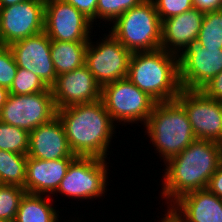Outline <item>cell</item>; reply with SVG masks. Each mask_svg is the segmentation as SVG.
I'll use <instances>...</instances> for the list:
<instances>
[{"instance_id": "1", "label": "cell", "mask_w": 222, "mask_h": 222, "mask_svg": "<svg viewBox=\"0 0 222 222\" xmlns=\"http://www.w3.org/2000/svg\"><path fill=\"white\" fill-rule=\"evenodd\" d=\"M222 161L220 143L196 139L180 154L168 159L162 170V197L168 208L180 196L207 189ZM165 171V172H164Z\"/></svg>"}, {"instance_id": "2", "label": "cell", "mask_w": 222, "mask_h": 222, "mask_svg": "<svg viewBox=\"0 0 222 222\" xmlns=\"http://www.w3.org/2000/svg\"><path fill=\"white\" fill-rule=\"evenodd\" d=\"M57 116L74 155L108 158L117 125L102 100L58 109Z\"/></svg>"}, {"instance_id": "3", "label": "cell", "mask_w": 222, "mask_h": 222, "mask_svg": "<svg viewBox=\"0 0 222 222\" xmlns=\"http://www.w3.org/2000/svg\"><path fill=\"white\" fill-rule=\"evenodd\" d=\"M127 78L156 102L175 100L181 90L178 56L161 48L133 52Z\"/></svg>"}, {"instance_id": "4", "label": "cell", "mask_w": 222, "mask_h": 222, "mask_svg": "<svg viewBox=\"0 0 222 222\" xmlns=\"http://www.w3.org/2000/svg\"><path fill=\"white\" fill-rule=\"evenodd\" d=\"M155 153L165 163L196 140L184 107L175 99L156 102L145 126Z\"/></svg>"}, {"instance_id": "5", "label": "cell", "mask_w": 222, "mask_h": 222, "mask_svg": "<svg viewBox=\"0 0 222 222\" xmlns=\"http://www.w3.org/2000/svg\"><path fill=\"white\" fill-rule=\"evenodd\" d=\"M109 26L108 31L132 53L161 48L162 21L152 0L127 10Z\"/></svg>"}, {"instance_id": "6", "label": "cell", "mask_w": 222, "mask_h": 222, "mask_svg": "<svg viewBox=\"0 0 222 222\" xmlns=\"http://www.w3.org/2000/svg\"><path fill=\"white\" fill-rule=\"evenodd\" d=\"M109 163L97 157L77 156L69 165L66 175L53 195L72 200L93 201L107 192ZM104 194V195H103Z\"/></svg>"}, {"instance_id": "7", "label": "cell", "mask_w": 222, "mask_h": 222, "mask_svg": "<svg viewBox=\"0 0 222 222\" xmlns=\"http://www.w3.org/2000/svg\"><path fill=\"white\" fill-rule=\"evenodd\" d=\"M101 100L113 122L122 126L134 123L144 126L156 104L154 99L128 78L103 86Z\"/></svg>"}, {"instance_id": "8", "label": "cell", "mask_w": 222, "mask_h": 222, "mask_svg": "<svg viewBox=\"0 0 222 222\" xmlns=\"http://www.w3.org/2000/svg\"><path fill=\"white\" fill-rule=\"evenodd\" d=\"M107 33L100 41L97 39L98 42L92 40L97 35H92L86 50L85 65L101 87L127 78L132 55L109 31Z\"/></svg>"}, {"instance_id": "9", "label": "cell", "mask_w": 222, "mask_h": 222, "mask_svg": "<svg viewBox=\"0 0 222 222\" xmlns=\"http://www.w3.org/2000/svg\"><path fill=\"white\" fill-rule=\"evenodd\" d=\"M57 116L52 89L29 95L9 94L0 111V121L28 132Z\"/></svg>"}, {"instance_id": "10", "label": "cell", "mask_w": 222, "mask_h": 222, "mask_svg": "<svg viewBox=\"0 0 222 222\" xmlns=\"http://www.w3.org/2000/svg\"><path fill=\"white\" fill-rule=\"evenodd\" d=\"M181 89L201 90L222 72V49L205 48L196 39L178 56Z\"/></svg>"}, {"instance_id": "11", "label": "cell", "mask_w": 222, "mask_h": 222, "mask_svg": "<svg viewBox=\"0 0 222 222\" xmlns=\"http://www.w3.org/2000/svg\"><path fill=\"white\" fill-rule=\"evenodd\" d=\"M176 100L184 107L196 139L222 142L221 101L189 89H181Z\"/></svg>"}, {"instance_id": "12", "label": "cell", "mask_w": 222, "mask_h": 222, "mask_svg": "<svg viewBox=\"0 0 222 222\" xmlns=\"http://www.w3.org/2000/svg\"><path fill=\"white\" fill-rule=\"evenodd\" d=\"M94 27L87 17L64 0H45L44 32L51 41L89 42Z\"/></svg>"}, {"instance_id": "13", "label": "cell", "mask_w": 222, "mask_h": 222, "mask_svg": "<svg viewBox=\"0 0 222 222\" xmlns=\"http://www.w3.org/2000/svg\"><path fill=\"white\" fill-rule=\"evenodd\" d=\"M45 0H26L0 8V44L10 45L44 31Z\"/></svg>"}, {"instance_id": "14", "label": "cell", "mask_w": 222, "mask_h": 222, "mask_svg": "<svg viewBox=\"0 0 222 222\" xmlns=\"http://www.w3.org/2000/svg\"><path fill=\"white\" fill-rule=\"evenodd\" d=\"M18 68L36 74L49 88L57 79L51 59V40L44 32H40L9 45Z\"/></svg>"}, {"instance_id": "15", "label": "cell", "mask_w": 222, "mask_h": 222, "mask_svg": "<svg viewBox=\"0 0 222 222\" xmlns=\"http://www.w3.org/2000/svg\"><path fill=\"white\" fill-rule=\"evenodd\" d=\"M51 89L57 110L101 100L102 87L86 65L58 75Z\"/></svg>"}, {"instance_id": "16", "label": "cell", "mask_w": 222, "mask_h": 222, "mask_svg": "<svg viewBox=\"0 0 222 222\" xmlns=\"http://www.w3.org/2000/svg\"><path fill=\"white\" fill-rule=\"evenodd\" d=\"M179 222H222V199L208 189L180 196L167 210Z\"/></svg>"}, {"instance_id": "17", "label": "cell", "mask_w": 222, "mask_h": 222, "mask_svg": "<svg viewBox=\"0 0 222 222\" xmlns=\"http://www.w3.org/2000/svg\"><path fill=\"white\" fill-rule=\"evenodd\" d=\"M27 156L47 161L77 157L69 146L64 127L58 116L29 132Z\"/></svg>"}, {"instance_id": "18", "label": "cell", "mask_w": 222, "mask_h": 222, "mask_svg": "<svg viewBox=\"0 0 222 222\" xmlns=\"http://www.w3.org/2000/svg\"><path fill=\"white\" fill-rule=\"evenodd\" d=\"M204 13L192 8L162 21L161 49L179 56L188 44L198 38Z\"/></svg>"}, {"instance_id": "19", "label": "cell", "mask_w": 222, "mask_h": 222, "mask_svg": "<svg viewBox=\"0 0 222 222\" xmlns=\"http://www.w3.org/2000/svg\"><path fill=\"white\" fill-rule=\"evenodd\" d=\"M75 158L42 160L27 156L26 193L52 196Z\"/></svg>"}, {"instance_id": "20", "label": "cell", "mask_w": 222, "mask_h": 222, "mask_svg": "<svg viewBox=\"0 0 222 222\" xmlns=\"http://www.w3.org/2000/svg\"><path fill=\"white\" fill-rule=\"evenodd\" d=\"M52 196L25 193L17 210L14 222H60L59 208L51 202Z\"/></svg>"}, {"instance_id": "21", "label": "cell", "mask_w": 222, "mask_h": 222, "mask_svg": "<svg viewBox=\"0 0 222 222\" xmlns=\"http://www.w3.org/2000/svg\"><path fill=\"white\" fill-rule=\"evenodd\" d=\"M87 44L51 41V59L57 76L85 65Z\"/></svg>"}, {"instance_id": "22", "label": "cell", "mask_w": 222, "mask_h": 222, "mask_svg": "<svg viewBox=\"0 0 222 222\" xmlns=\"http://www.w3.org/2000/svg\"><path fill=\"white\" fill-rule=\"evenodd\" d=\"M27 155L0 150V184L25 188Z\"/></svg>"}, {"instance_id": "23", "label": "cell", "mask_w": 222, "mask_h": 222, "mask_svg": "<svg viewBox=\"0 0 222 222\" xmlns=\"http://www.w3.org/2000/svg\"><path fill=\"white\" fill-rule=\"evenodd\" d=\"M197 40L205 48L222 49V10L204 14Z\"/></svg>"}, {"instance_id": "24", "label": "cell", "mask_w": 222, "mask_h": 222, "mask_svg": "<svg viewBox=\"0 0 222 222\" xmlns=\"http://www.w3.org/2000/svg\"><path fill=\"white\" fill-rule=\"evenodd\" d=\"M0 150L27 155L29 150V132L23 128L0 121Z\"/></svg>"}, {"instance_id": "25", "label": "cell", "mask_w": 222, "mask_h": 222, "mask_svg": "<svg viewBox=\"0 0 222 222\" xmlns=\"http://www.w3.org/2000/svg\"><path fill=\"white\" fill-rule=\"evenodd\" d=\"M144 0H98L96 9V22L98 26L103 27L107 22L112 24L118 17H120L127 10L141 4ZM99 19V20H98ZM102 21V22H101ZM105 23V25L100 23Z\"/></svg>"}, {"instance_id": "26", "label": "cell", "mask_w": 222, "mask_h": 222, "mask_svg": "<svg viewBox=\"0 0 222 222\" xmlns=\"http://www.w3.org/2000/svg\"><path fill=\"white\" fill-rule=\"evenodd\" d=\"M25 193L26 190L23 187L0 184V219L14 222Z\"/></svg>"}, {"instance_id": "27", "label": "cell", "mask_w": 222, "mask_h": 222, "mask_svg": "<svg viewBox=\"0 0 222 222\" xmlns=\"http://www.w3.org/2000/svg\"><path fill=\"white\" fill-rule=\"evenodd\" d=\"M49 87L33 72L18 68L15 79L9 88L12 95H29L48 90Z\"/></svg>"}, {"instance_id": "28", "label": "cell", "mask_w": 222, "mask_h": 222, "mask_svg": "<svg viewBox=\"0 0 222 222\" xmlns=\"http://www.w3.org/2000/svg\"><path fill=\"white\" fill-rule=\"evenodd\" d=\"M18 67L8 45L0 44V86L10 88Z\"/></svg>"}, {"instance_id": "29", "label": "cell", "mask_w": 222, "mask_h": 222, "mask_svg": "<svg viewBox=\"0 0 222 222\" xmlns=\"http://www.w3.org/2000/svg\"><path fill=\"white\" fill-rule=\"evenodd\" d=\"M160 20L180 15L193 8L192 0H152Z\"/></svg>"}, {"instance_id": "30", "label": "cell", "mask_w": 222, "mask_h": 222, "mask_svg": "<svg viewBox=\"0 0 222 222\" xmlns=\"http://www.w3.org/2000/svg\"><path fill=\"white\" fill-rule=\"evenodd\" d=\"M65 2L73 5L78 11H80L85 17H87L93 25L96 22V9L98 0H64Z\"/></svg>"}, {"instance_id": "31", "label": "cell", "mask_w": 222, "mask_h": 222, "mask_svg": "<svg viewBox=\"0 0 222 222\" xmlns=\"http://www.w3.org/2000/svg\"><path fill=\"white\" fill-rule=\"evenodd\" d=\"M208 97L222 102V72L201 89Z\"/></svg>"}, {"instance_id": "32", "label": "cell", "mask_w": 222, "mask_h": 222, "mask_svg": "<svg viewBox=\"0 0 222 222\" xmlns=\"http://www.w3.org/2000/svg\"><path fill=\"white\" fill-rule=\"evenodd\" d=\"M193 8L202 13L222 10V0H192Z\"/></svg>"}, {"instance_id": "33", "label": "cell", "mask_w": 222, "mask_h": 222, "mask_svg": "<svg viewBox=\"0 0 222 222\" xmlns=\"http://www.w3.org/2000/svg\"><path fill=\"white\" fill-rule=\"evenodd\" d=\"M207 189L222 199V161L215 173L212 175Z\"/></svg>"}, {"instance_id": "34", "label": "cell", "mask_w": 222, "mask_h": 222, "mask_svg": "<svg viewBox=\"0 0 222 222\" xmlns=\"http://www.w3.org/2000/svg\"><path fill=\"white\" fill-rule=\"evenodd\" d=\"M9 89L3 86H0V111L7 102L9 96Z\"/></svg>"}, {"instance_id": "35", "label": "cell", "mask_w": 222, "mask_h": 222, "mask_svg": "<svg viewBox=\"0 0 222 222\" xmlns=\"http://www.w3.org/2000/svg\"><path fill=\"white\" fill-rule=\"evenodd\" d=\"M24 1H26V0H0V8L15 5L17 3H21V2H24Z\"/></svg>"}, {"instance_id": "36", "label": "cell", "mask_w": 222, "mask_h": 222, "mask_svg": "<svg viewBox=\"0 0 222 222\" xmlns=\"http://www.w3.org/2000/svg\"><path fill=\"white\" fill-rule=\"evenodd\" d=\"M162 215H164V216H161V217H163V218H160L161 222H179L168 211L166 212V209H165V214H162ZM160 219H159V222H160Z\"/></svg>"}, {"instance_id": "37", "label": "cell", "mask_w": 222, "mask_h": 222, "mask_svg": "<svg viewBox=\"0 0 222 222\" xmlns=\"http://www.w3.org/2000/svg\"><path fill=\"white\" fill-rule=\"evenodd\" d=\"M76 218H77V221H75V218H73L72 220H71V222H81L82 220H79V217H77V216H75ZM74 220V221H73Z\"/></svg>"}, {"instance_id": "38", "label": "cell", "mask_w": 222, "mask_h": 222, "mask_svg": "<svg viewBox=\"0 0 222 222\" xmlns=\"http://www.w3.org/2000/svg\"><path fill=\"white\" fill-rule=\"evenodd\" d=\"M220 146H221V157H222V142L220 143Z\"/></svg>"}]
</instances>
